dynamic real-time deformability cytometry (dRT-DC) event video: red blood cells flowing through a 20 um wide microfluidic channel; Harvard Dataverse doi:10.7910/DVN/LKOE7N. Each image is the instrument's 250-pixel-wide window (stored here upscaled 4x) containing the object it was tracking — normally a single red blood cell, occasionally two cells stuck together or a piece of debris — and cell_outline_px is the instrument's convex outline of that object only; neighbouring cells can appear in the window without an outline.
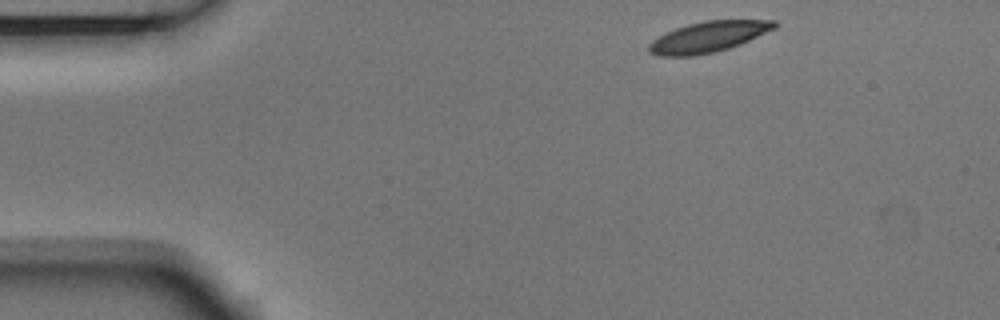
{"species": "Egyptian fruit bat (a non-hibernating species)", "species_latin": "Rousettus aegyptiacus", "temperature_condition": "room temperature", "stored_images_in_passage": 3, "camera_frame_rate_fps": 3000, "um_per_image_px": 0.085, "animal": {"sex": "male"}, "frame": {"image": 1, "passage_image": 1, "time_ms": 0.0, "image_size_px": [1000, 320], "cell_outline_px": [[776, 28], [740, 44], [716, 52], [692, 56], [660, 56], [648, 52], [648, 44], [652, 40], [676, 28], [688, 24], [704, 20], [776, 20]], "centroid_in_image_um": [60.2, 3.14], "position_along_channel_um": 24.8, "area_um2": 22.37}}
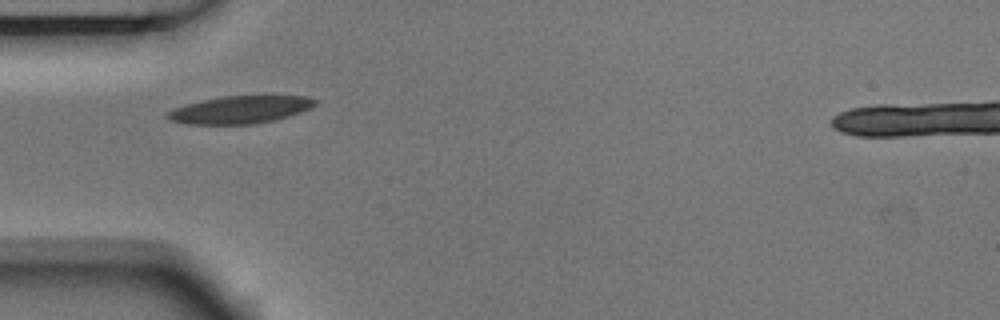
{"frame": {"image": 2, "passage_image": 3, "time_ms": 0.667, "image_size_px": [1000, 320], "cell_outline_px": [[316, 104], [300, 112], [288, 116], [272, 120], [252, 124], [184, 124], [168, 120], [164, 116], [168, 112], [176, 108], [188, 104], [204, 100], [224, 96], [272, 92], [304, 96], [316, 100]], "centroid_in_image_um": [20.47, 9.27], "position_along_channel_um": 64.5, "area_um2": 24.45}}